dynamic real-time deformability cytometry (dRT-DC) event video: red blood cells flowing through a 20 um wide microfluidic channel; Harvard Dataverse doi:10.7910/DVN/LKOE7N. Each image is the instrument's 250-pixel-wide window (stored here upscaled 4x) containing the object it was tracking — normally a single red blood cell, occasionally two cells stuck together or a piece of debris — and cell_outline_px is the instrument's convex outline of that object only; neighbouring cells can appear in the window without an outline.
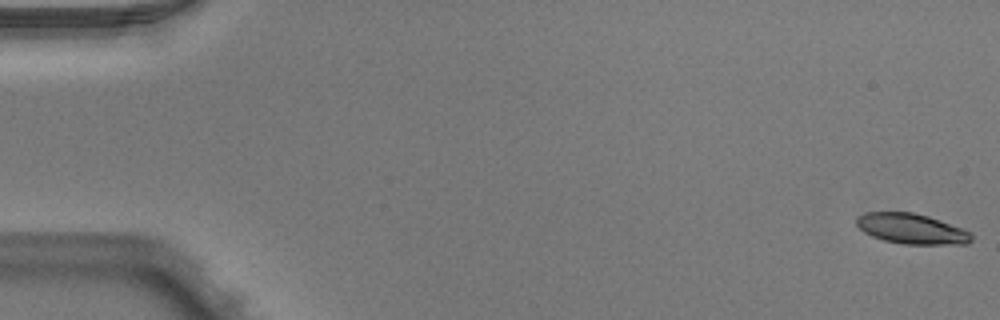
{"species": "Egyptian fruit bat (a non-hibernating species)", "species_latin": "Rousettus aegyptiacus", "temperature_condition": "warm", "stored_images_in_passage": 15, "camera_frame_rate_fps": 3000, "um_per_image_px": 0.085, "animal": {"sex": "male"}, "frame": {"image": 1, "passage_image": 1, "time_ms": 0.0, "image_size_px": [1000, 320], "cell_outline_px": [[972, 240], [968, 244], [904, 244], [884, 240], [872, 236], [864, 232], [856, 224], [856, 216], [864, 212], [912, 212], [928, 216], [960, 228], [968, 232], [972, 236]], "centroid_in_image_um": [77.43, 19.44], "position_along_channel_um": 7.6, "area_um2": 20.11}}
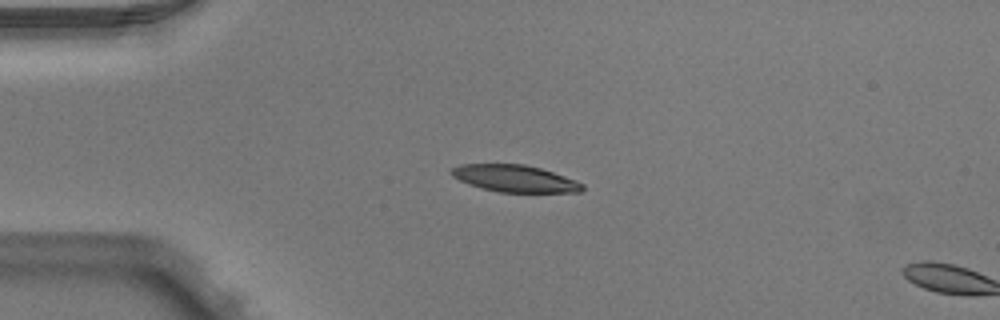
{"frame": {"image": 2, "passage_image": 13, "time_ms": 4.0, "image_size_px": [1000, 320], "cell_outline_px": [[584, 188], [580, 192], [500, 192], [468, 184], [452, 176], [448, 172], [452, 168], [460, 164], [524, 164], [540, 168], [576, 180], [584, 184]], "centroid_in_image_um": [43.75, 15.17], "position_along_channel_um": 41.3, "area_um2": 20.46}}